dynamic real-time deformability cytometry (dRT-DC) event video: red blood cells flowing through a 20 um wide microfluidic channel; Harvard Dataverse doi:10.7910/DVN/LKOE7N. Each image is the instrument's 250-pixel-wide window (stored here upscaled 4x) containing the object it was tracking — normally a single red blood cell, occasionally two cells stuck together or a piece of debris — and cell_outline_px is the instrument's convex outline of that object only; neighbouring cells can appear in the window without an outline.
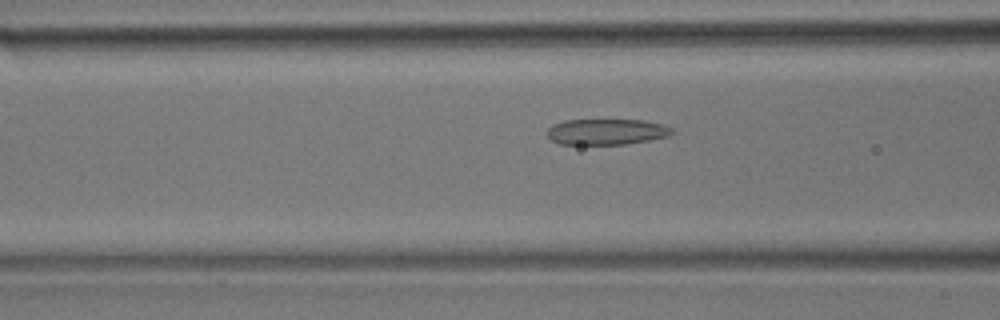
{"species": "common noctule bat (a hibernating species)", "species_latin": "Nyctalus noctula", "temperature_condition": "room temperature", "stored_images_in_passage": 38, "camera_frame_rate_fps": 3000, "um_per_image_px": 0.085, "animal": {"sex": "male", "body_mass_g": 17.9}, "frame": {"image": 1, "passage_image": 14, "time_ms": 4.333, "image_size_px": [1000, 320], "cell_outline_px": [[676, 132], [668, 136], [648, 140], [624, 144], [556, 144], [548, 136], [548, 128], [552, 124], [564, 120], [644, 120], [664, 124], [672, 128]], "centroid_in_image_um": [51.56, 11.19], "position_along_channel_um": 115.0, "area_um2": 18.9}}
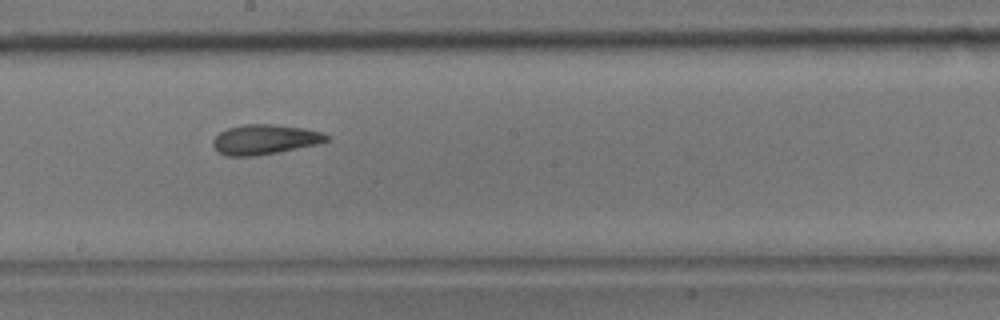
{"frame": {"image": 2, "passage_image": 22, "time_ms": 7.0, "image_size_px": [1000, 320], "cell_outline_px": [[332, 136], [328, 140], [316, 144], [280, 152], [256, 156], [228, 156], [216, 152], [212, 144], [212, 140], [220, 132], [228, 128], [244, 124], [272, 124], [304, 128], [320, 132]], "centroid_in_image_um": [22.48, 11.86], "position_along_channel_um": 225.7, "area_um2": 19.88}}
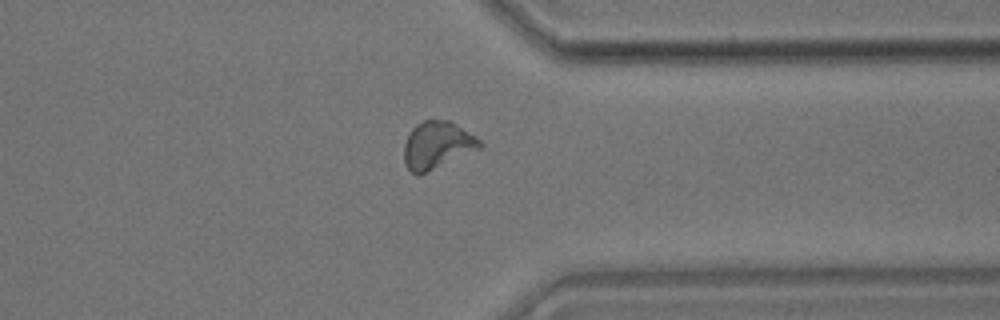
{"frame": {"image": 3, "passage_image": 33, "time_ms": 10.667, "image_size_px": [1000, 320], "cell_outline_px": [[484, 144], [480, 148], [420, 176], [416, 176], [404, 164], [404, 144], [412, 128], [416, 124], [424, 120], [448, 120], [480, 140]], "centroid_in_image_um": [37.12, 12.37], "position_along_channel_um": 374.3, "area_um2": 20.75}}